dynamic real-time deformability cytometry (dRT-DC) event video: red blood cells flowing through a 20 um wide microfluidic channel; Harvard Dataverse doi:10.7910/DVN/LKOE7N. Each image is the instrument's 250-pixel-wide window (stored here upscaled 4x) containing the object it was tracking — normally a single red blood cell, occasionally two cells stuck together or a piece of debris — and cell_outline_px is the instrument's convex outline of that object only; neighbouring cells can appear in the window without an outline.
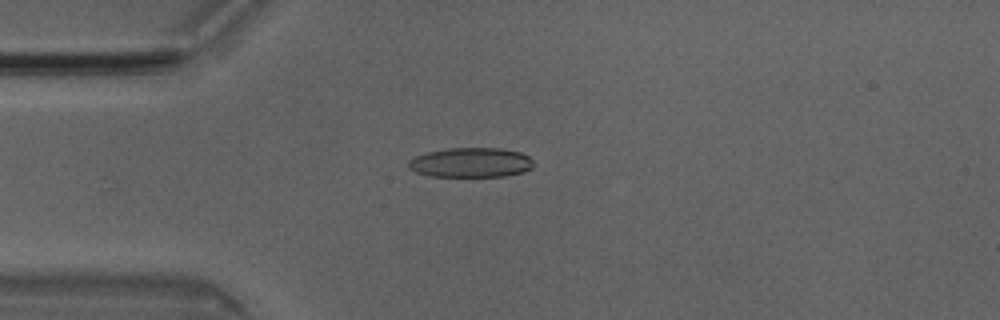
{"species": "Egyptian fruit bat (a non-hibernating species)", "species_latin": "Rousettus aegyptiacus", "temperature_condition": "room temperature", "stored_images_in_passage": 5, "camera_frame_rate_fps": 3000, "um_per_image_px": 0.085, "animal": {"sex": "male"}, "frame": {"image": 1, "passage_image": 5, "time_ms": 1.333, "image_size_px": [1000, 320], "cell_outline_px": [[532, 168], [524, 172], [504, 176], [432, 176], [416, 172], [408, 168], [408, 160], [416, 156], [428, 152], [448, 148], [500, 148], [520, 152], [528, 156], [532, 160]], "centroid_in_image_um": [40.02, 13.81], "position_along_channel_um": 45.0, "area_um2": 21.56}}